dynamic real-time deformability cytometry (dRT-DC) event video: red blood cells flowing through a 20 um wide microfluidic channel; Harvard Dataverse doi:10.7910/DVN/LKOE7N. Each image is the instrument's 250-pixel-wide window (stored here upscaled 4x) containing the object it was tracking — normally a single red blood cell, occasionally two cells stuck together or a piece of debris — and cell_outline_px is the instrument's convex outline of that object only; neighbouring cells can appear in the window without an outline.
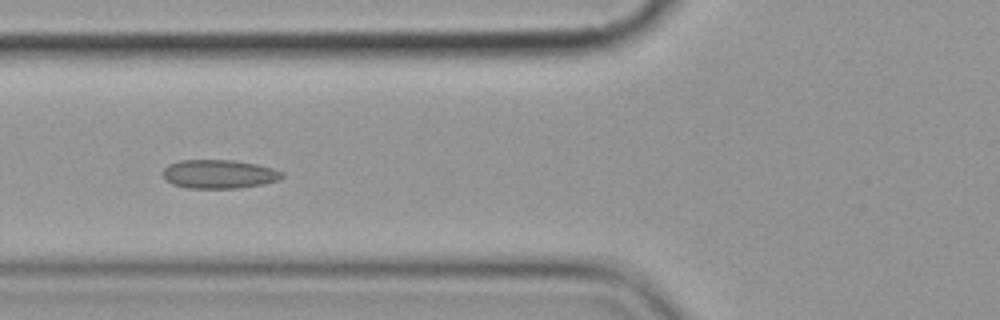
{"species": "common noctule bat (a hibernating species)", "species_latin": "Nyctalus noctula", "temperature_condition": "cold", "stored_images_in_passage": 7, "camera_frame_rate_fps": 3000, "um_per_image_px": 0.085, "animal": {"sex": "female", "body_mass_g": 19.9}, "frame": {"image": 1, "passage_image": 6, "time_ms": 6.0, "image_size_px": [1000, 320], "cell_outline_px": [[284, 176], [280, 180], [264, 184], [236, 188], [188, 188], [172, 184], [164, 180], [164, 168], [168, 164], [180, 160], [232, 160], [256, 164], [272, 168], [284, 172]], "centroid_in_image_um": [18.63, 14.8], "position_along_channel_um": 107.2, "area_um2": 20.06}}
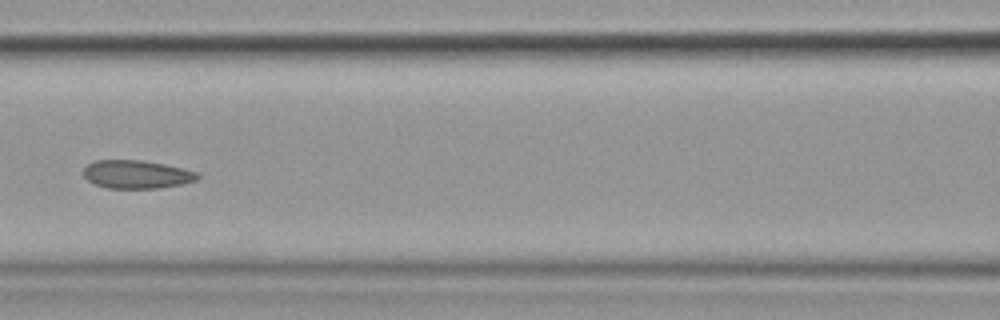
{"frame": {"image": 2, "passage_image": 7, "time_ms": 7.333, "image_size_px": [1000, 320], "cell_outline_px": [[200, 176], [196, 180], [180, 184], [160, 188], [108, 188], [96, 184], [88, 180], [84, 176], [84, 168], [88, 164], [96, 160], [140, 160], [164, 164], [196, 172]], "centroid_in_image_um": [11.59, 14.82], "position_along_channel_um": 155.0, "area_um2": 18.5}}